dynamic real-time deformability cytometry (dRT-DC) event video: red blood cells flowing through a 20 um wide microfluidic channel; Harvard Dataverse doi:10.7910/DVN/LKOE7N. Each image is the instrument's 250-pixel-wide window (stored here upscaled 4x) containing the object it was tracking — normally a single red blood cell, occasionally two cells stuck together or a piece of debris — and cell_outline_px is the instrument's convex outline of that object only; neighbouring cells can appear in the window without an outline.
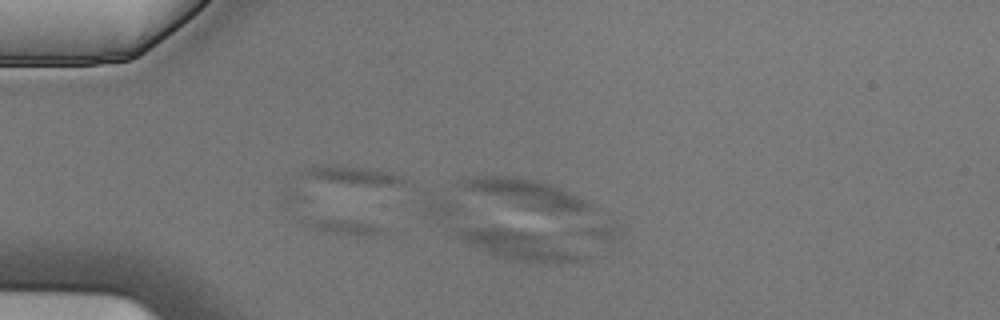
{"species": "Egyptian fruit bat (a non-hibernating species)", "species_latin": "Rousettus aegyptiacus", "temperature_condition": "cold", "stored_images_in_passage": 3, "camera_frame_rate_fps": 3000, "um_per_image_px": 0.085, "animal": {"sex": "male"}, "frame": {"image": 1, "passage_image": 3, "time_ms": 0.667, "image_size_px": [1000, 320], "cell_outline_px": [[588, 260], [580, 264], [524, 264], [492, 256], [460, 240], [456, 236], [464, 228], [504, 228], [544, 236], [588, 256]], "centroid_in_image_um": [44.25, 20.96], "position_along_channel_um": 40.8, "area_um2": 21.73}}